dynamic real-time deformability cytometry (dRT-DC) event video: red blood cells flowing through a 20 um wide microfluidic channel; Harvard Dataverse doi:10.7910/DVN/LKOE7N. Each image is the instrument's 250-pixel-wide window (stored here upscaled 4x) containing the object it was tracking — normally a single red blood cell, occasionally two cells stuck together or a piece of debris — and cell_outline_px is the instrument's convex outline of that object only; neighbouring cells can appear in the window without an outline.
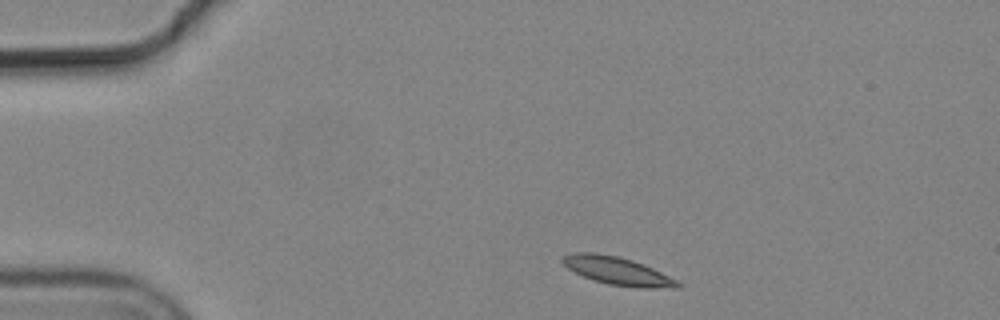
{"species": "common noctule bat (a hibernating species)", "species_latin": "Nyctalus noctula", "temperature_condition": "cold", "stored_images_in_passage": 4, "camera_frame_rate_fps": 3000, "um_per_image_px": 0.085, "animal": {"sex": "male", "body_mass_g": 19.2, "forearm_length_mm": 51.8}, "frame": {"image": 1, "passage_image": 1, "time_ms": 0.0, "image_size_px": [1000, 320], "cell_outline_px": [[684, 284], [680, 288], [640, 288], [608, 284], [584, 276], [568, 268], [560, 260], [564, 256], [572, 252], [596, 252], [616, 256], [632, 260], [644, 264]], "centroid_in_image_um": [52.51, 23.03], "position_along_channel_um": 32.5, "area_um2": 18.61}}
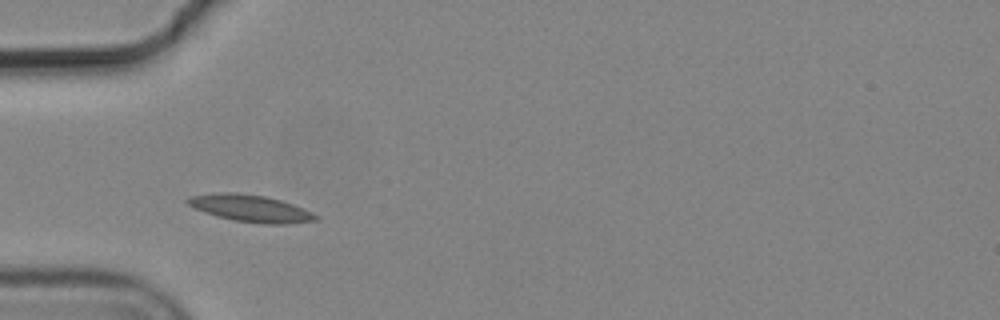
{"frame": {"image": 2, "passage_image": 3, "time_ms": 0.667, "image_size_px": [1000, 320], "cell_outline_px": [[320, 216], [316, 220], [284, 224], [264, 224], [236, 220], [216, 216], [204, 212], [188, 204], [184, 200], [188, 196], [220, 192], [236, 192], [264, 196], [280, 200], [292, 204], [312, 212]], "centroid_in_image_um": [21.27, 17.7], "position_along_channel_um": 63.7, "area_um2": 20.0}}
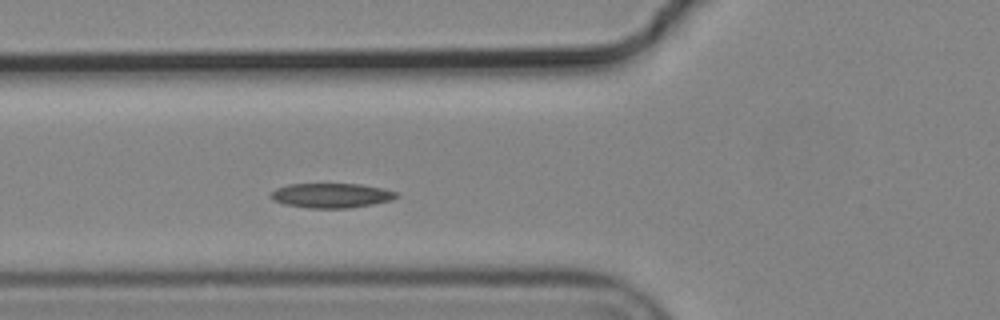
{"frame": {"image": 3, "passage_image": 4, "time_ms": 1.0, "image_size_px": [1000, 320], "cell_outline_px": [[400, 196], [392, 200], [372, 204], [348, 208], [308, 208], [284, 204], [272, 200], [268, 196], [276, 188], [288, 184], [360, 184], [384, 188], [400, 192]], "centroid_in_image_um": [28.19, 16.61], "position_along_channel_um": 97.6, "area_um2": 18.26}}